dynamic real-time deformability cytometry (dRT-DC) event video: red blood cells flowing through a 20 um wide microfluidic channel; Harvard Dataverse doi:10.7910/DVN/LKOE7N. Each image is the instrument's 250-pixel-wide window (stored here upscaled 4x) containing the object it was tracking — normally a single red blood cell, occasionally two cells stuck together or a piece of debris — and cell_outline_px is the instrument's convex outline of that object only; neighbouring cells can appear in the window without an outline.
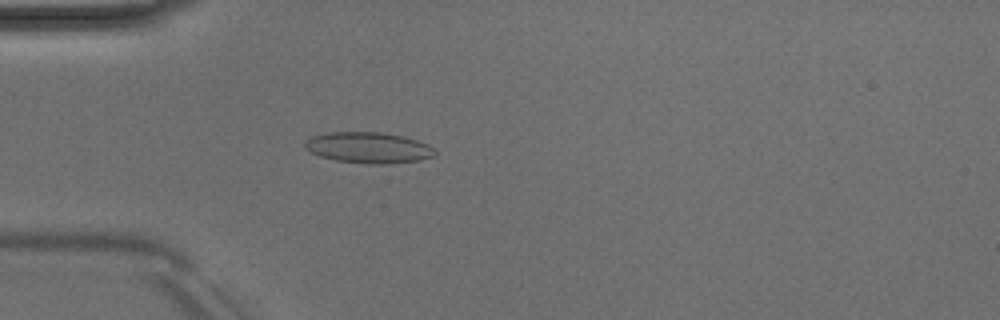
{"species": "Egyptian fruit bat (a non-hibernating species)", "species_latin": "Rousettus aegyptiacus", "temperature_condition": "room temperature", "stored_images_in_passage": 51, "camera_frame_rate_fps": 3000, "um_per_image_px": 0.085, "animal": {"sex": "male"}, "frame": {"image": 1, "passage_image": 15, "time_ms": 4.667, "image_size_px": [1000, 320], "cell_outline_px": [[436, 152], [432, 156], [420, 160], [392, 164], [368, 164], [336, 160], [320, 156], [304, 148], [304, 144], [312, 136], [328, 132], [380, 132], [404, 136], [428, 144]], "centroid_in_image_um": [31.33, 12.55], "position_along_channel_um": 53.7, "area_um2": 23.41}}
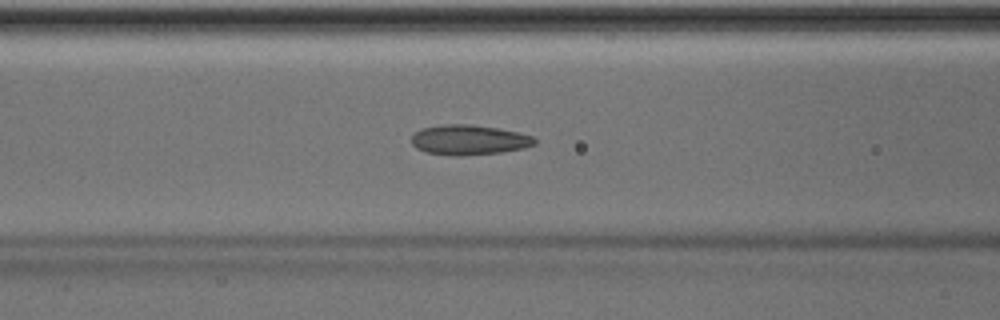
{"frame": {"image": 2, "passage_image": 21, "time_ms": 6.667, "image_size_px": [1000, 320], "cell_outline_px": [[536, 144], [524, 148], [500, 152], [460, 156], [452, 156], [424, 152], [416, 148], [412, 144], [412, 136], [420, 128], [444, 124], [472, 124], [496, 128], [516, 132], [532, 136], [536, 140]], "centroid_in_image_um": [39.83, 11.89], "position_along_channel_um": 126.8, "area_um2": 21.56}}
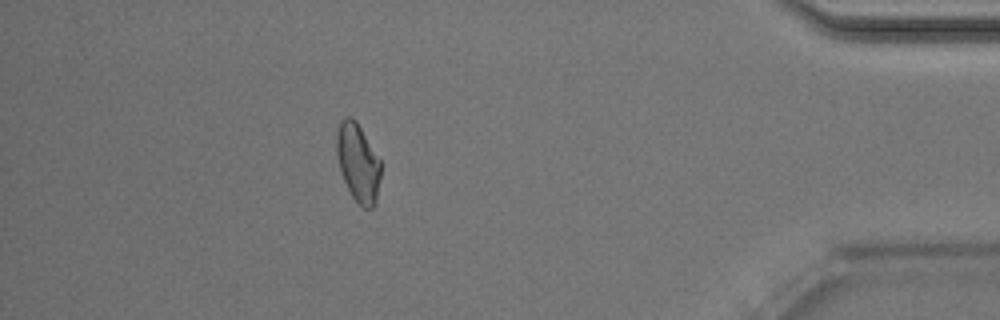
{"frame": {"image": 3, "passage_image": 45, "time_ms": 14.667, "image_size_px": [1000, 320], "cell_outline_px": [[380, 176], [376, 200], [372, 208], [364, 208], [352, 196], [344, 180], [340, 168], [336, 152], [336, 132], [344, 116], [352, 116], [356, 120], [380, 160]], "centroid_in_image_um": [30.42, 13.79], "position_along_channel_um": 404.8, "area_um2": 19.83}, "authors_computed_cell_mechanics": {"area_um2": 20.9814, "velocity_mm_per_s": 4.0449, "shape_relaxation_time_tau1_ms": 4.0408, "shape_relaxation_time_tau2_ms": 2.9445, "deformation_change_tau1": 0.1196, "deformation_change_tau2": 0.085}}